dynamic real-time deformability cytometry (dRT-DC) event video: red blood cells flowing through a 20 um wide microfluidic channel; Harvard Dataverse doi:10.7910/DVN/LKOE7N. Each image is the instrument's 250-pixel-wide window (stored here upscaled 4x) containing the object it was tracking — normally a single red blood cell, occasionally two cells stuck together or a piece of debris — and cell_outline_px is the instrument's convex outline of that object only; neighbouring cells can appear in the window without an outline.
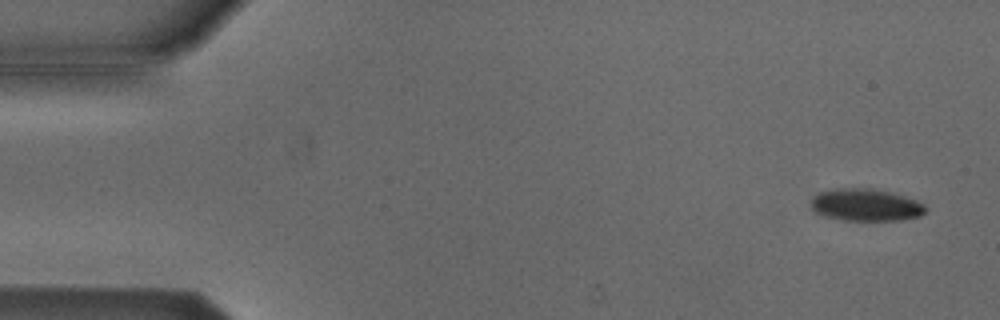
{"species": "Egyptian fruit bat (a non-hibernating species)", "species_latin": "Rousettus aegyptiacus", "temperature_condition": "cold", "stored_images_in_passage": 16, "camera_frame_rate_fps": 3000, "um_per_image_px": 0.085, "animal": {"sex": "male"}, "frame": {"image": 1, "passage_image": 3, "time_ms": 0.667, "image_size_px": [1000, 320], "cell_outline_px": [[928, 208], [920, 216], [900, 220], [844, 220], [828, 216], [816, 212], [812, 208], [812, 200], [820, 192], [832, 188], [872, 188], [904, 196], [916, 200], [924, 204]], "centroid_in_image_um": [73.63, 17.41], "position_along_channel_um": 11.4, "area_um2": 21.27}}
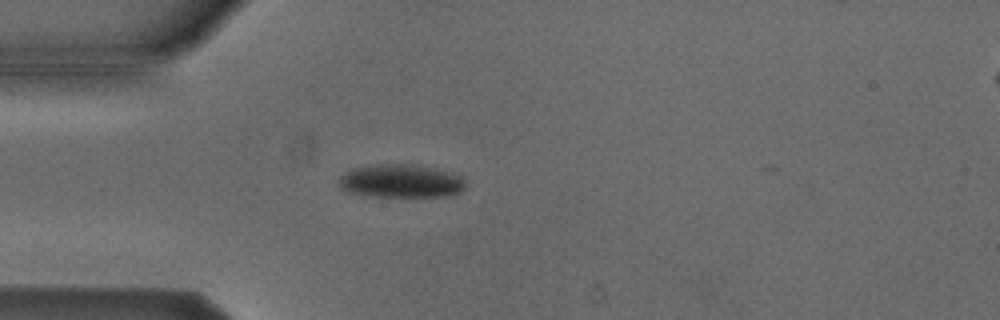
{"frame": {"image": 2, "passage_image": 15, "time_ms": 4.667, "image_size_px": [1000, 320], "cell_outline_px": [[464, 188], [460, 192], [448, 196], [372, 196], [348, 192], [340, 188], [340, 176], [352, 168], [376, 164], [416, 164], [452, 172], [460, 176], [464, 180]], "centroid_in_image_um": [34.08, 15.38], "position_along_channel_um": 50.9, "area_um2": 24.57}}